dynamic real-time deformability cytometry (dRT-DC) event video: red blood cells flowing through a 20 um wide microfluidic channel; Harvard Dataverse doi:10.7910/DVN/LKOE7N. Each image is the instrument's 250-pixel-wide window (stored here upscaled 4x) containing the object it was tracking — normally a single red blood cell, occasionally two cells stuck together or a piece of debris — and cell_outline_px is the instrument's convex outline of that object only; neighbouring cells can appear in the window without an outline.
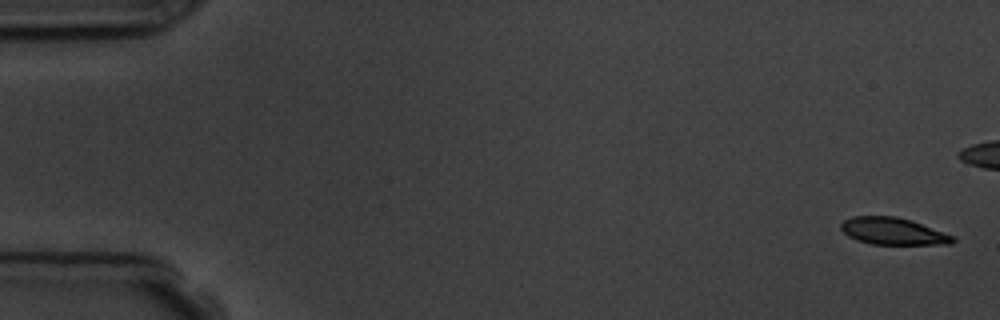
{"species": "common noctule bat (a hibernating species)", "species_latin": "Nyctalus noctula", "temperature_condition": "room temperature", "stored_images_in_passage": 6, "camera_frame_rate_fps": 3000, "um_per_image_px": 0.085, "animal": {"sex": "male", "body_mass_g": 19.5, "forearm_length_mm": 54.6}, "frame": {"image": 1, "passage_image": 1, "time_ms": 0.0, "image_size_px": [1000, 320], "cell_outline_px": [[956, 240], [952, 244], [872, 244], [856, 240], [848, 236], [840, 228], [840, 224], [844, 220], [852, 216], [896, 216], [912, 220], [952, 236]], "centroid_in_image_um": [75.86, 19.65], "position_along_channel_um": 9.1, "area_um2": 17.51}}